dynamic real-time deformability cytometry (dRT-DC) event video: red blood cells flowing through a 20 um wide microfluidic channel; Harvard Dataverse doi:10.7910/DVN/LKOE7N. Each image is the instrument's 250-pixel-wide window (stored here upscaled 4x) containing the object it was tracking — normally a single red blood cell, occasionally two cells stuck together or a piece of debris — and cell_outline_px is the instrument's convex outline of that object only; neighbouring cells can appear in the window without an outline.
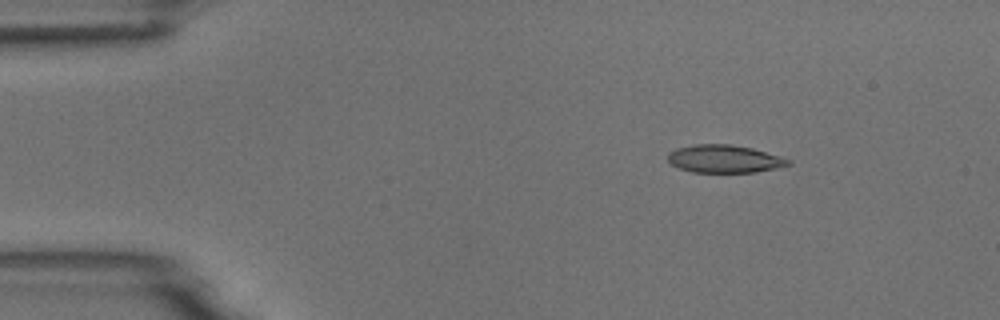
{"species": "common noctule bat (a hibernating species)", "species_latin": "Nyctalus noctula", "temperature_condition": "room temperature", "stored_images_in_passage": 6, "camera_frame_rate_fps": 3000, "um_per_image_px": 0.085, "animal": {"sex": "male", "body_mass_g": 18.8}, "frame": {"image": 1, "passage_image": 2, "time_ms": 1.333, "image_size_px": [1000, 320], "cell_outline_px": [[792, 164], [756, 172], [692, 172], [680, 168], [672, 164], [668, 160], [668, 152], [676, 148], [696, 144], [732, 144], [752, 148], [792, 160]], "centroid_in_image_um": [61.56, 13.5], "position_along_channel_um": 23.4, "area_um2": 19.42}}
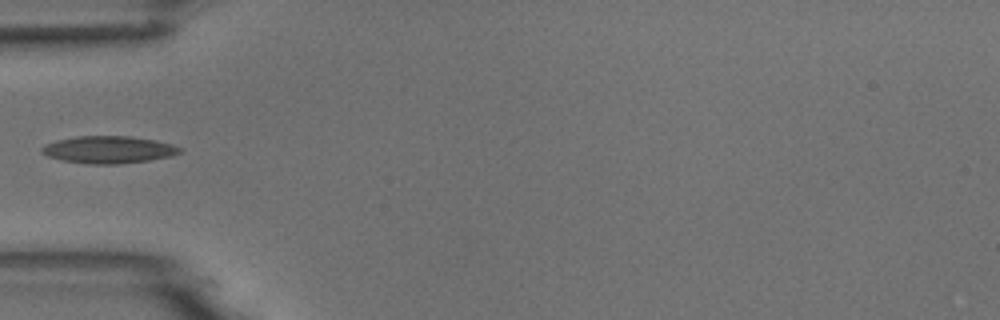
{"frame": {"image": 2, "passage_image": 5, "time_ms": 4.667, "image_size_px": [1000, 320], "cell_outline_px": [[184, 148], [180, 152], [172, 156], [148, 160], [120, 164], [84, 164], [64, 160], [48, 156], [40, 152], [40, 148], [44, 144], [56, 140], [76, 136], [132, 136], [156, 140], [172, 144]], "centroid_in_image_um": [9.23, 12.71], "position_along_channel_um": 75.8, "area_um2": 22.14}}